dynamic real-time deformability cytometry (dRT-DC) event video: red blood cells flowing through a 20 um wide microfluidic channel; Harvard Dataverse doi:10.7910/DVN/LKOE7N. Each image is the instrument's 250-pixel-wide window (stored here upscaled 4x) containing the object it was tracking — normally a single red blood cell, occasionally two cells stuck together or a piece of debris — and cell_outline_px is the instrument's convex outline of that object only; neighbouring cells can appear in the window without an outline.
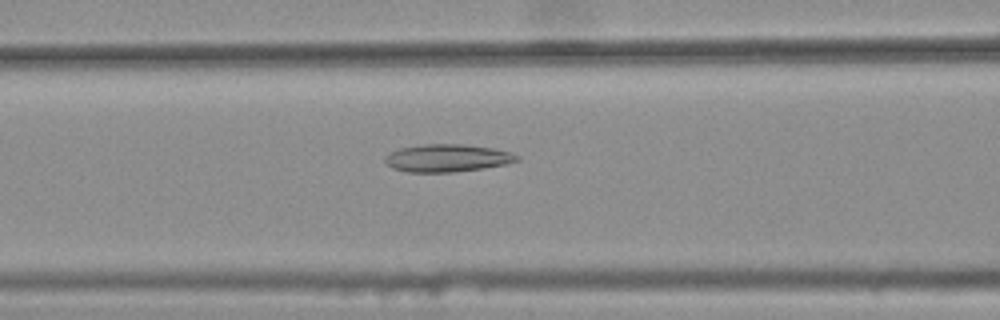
{"species": "common noctule bat (a hibernating species)", "species_latin": "Nyctalus noctula", "temperature_condition": "warm", "stored_images_in_passage": 35, "camera_frame_rate_fps": 3000, "um_per_image_px": 0.085, "animal": {"sex": "female", "body_mass_g": 25.1}, "frame": {"image": 1, "passage_image": 9, "time_ms": 2.667, "image_size_px": [1000, 320], "cell_outline_px": [[520, 160], [504, 164], [484, 168], [452, 172], [408, 172], [392, 168], [384, 160], [384, 156], [400, 148], [424, 144], [464, 144], [492, 148], [512, 152], [520, 156]], "centroid_in_image_um": [38.03, 13.43], "position_along_channel_um": 128.6, "area_um2": 21.21}}
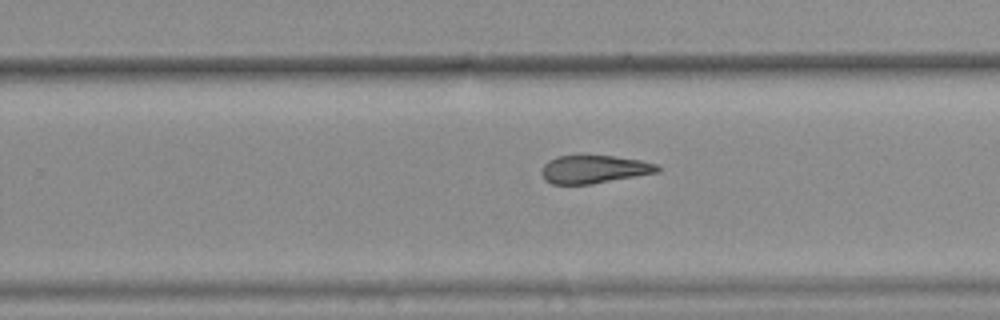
{"frame": {"image": 2, "passage_image": 21, "time_ms": 6.667, "image_size_px": [1000, 320], "cell_outline_px": [[660, 172], [592, 184], [552, 184], [544, 180], [540, 172], [544, 164], [548, 160], [556, 156], [612, 156], [640, 160], [656, 164], [660, 168]], "centroid_in_image_um": [50.47, 14.4], "position_along_channel_um": 279.3, "area_um2": 18.96}}
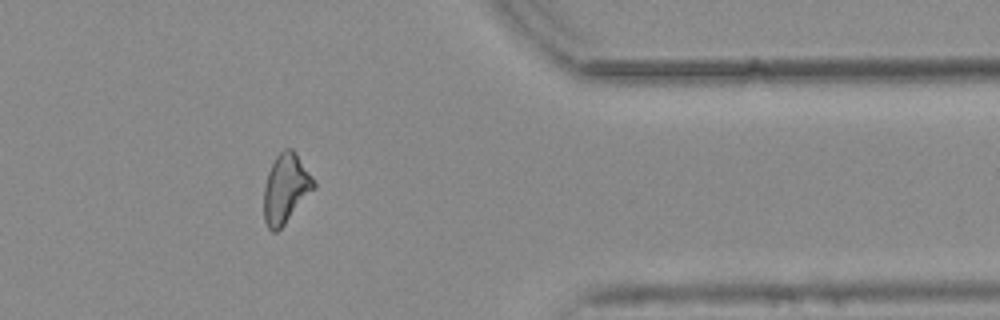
{"frame": {"image": 3, "passage_image": 31, "time_ms": 10.0, "image_size_px": [1000, 320], "cell_outline_px": [[316, 188], [284, 224], [276, 232], [272, 232], [268, 228], [264, 220], [264, 188], [268, 172], [276, 156], [284, 148], [292, 148], [296, 152], [312, 176], [316, 184]], "centroid_in_image_um": [24.3, 16.02], "position_along_channel_um": 387.1, "area_um2": 20.11}, "authors_computed_cell_mechanics": {"area_um2": 20.1144, "velocity_mm_per_s": 3.7784, "shape_relaxation_time_tau1_ms": null, "shape_relaxation_time_tau2_ms": 5.1224, "deformation_change_tau1": null, "deformation_change_tau2": 0.1639}}